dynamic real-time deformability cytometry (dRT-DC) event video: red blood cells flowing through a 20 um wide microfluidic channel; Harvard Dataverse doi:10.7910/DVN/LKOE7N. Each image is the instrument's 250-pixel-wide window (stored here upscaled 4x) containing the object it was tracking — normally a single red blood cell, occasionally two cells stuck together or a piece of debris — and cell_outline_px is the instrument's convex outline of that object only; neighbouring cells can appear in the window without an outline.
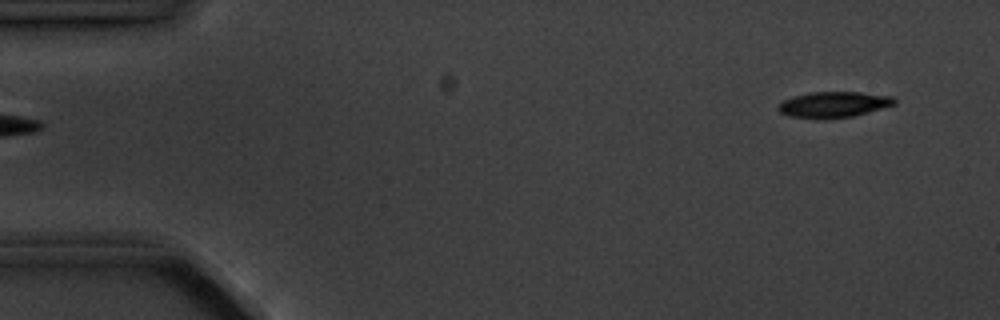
{"species": "common noctule bat (a hibernating species)", "species_latin": "Nyctalus noctula", "temperature_condition": "cold", "stored_images_in_passage": 4, "camera_frame_rate_fps": 3000, "um_per_image_px": 0.085, "animal": {"sex": "male", "body_mass_g": 20.1, "forearm_length_mm": 53.5}, "frame": {"image": 1, "passage_image": 4, "time_ms": 4.0, "image_size_px": [1000, 320], "cell_outline_px": [[896, 104], [852, 116], [828, 120], [816, 120], [788, 116], [780, 112], [776, 108], [780, 100], [792, 96], [812, 92], [860, 92], [892, 96], [896, 100]], "centroid_in_image_um": [70.77, 8.9], "position_along_channel_um": 14.2, "area_um2": 17.92}}